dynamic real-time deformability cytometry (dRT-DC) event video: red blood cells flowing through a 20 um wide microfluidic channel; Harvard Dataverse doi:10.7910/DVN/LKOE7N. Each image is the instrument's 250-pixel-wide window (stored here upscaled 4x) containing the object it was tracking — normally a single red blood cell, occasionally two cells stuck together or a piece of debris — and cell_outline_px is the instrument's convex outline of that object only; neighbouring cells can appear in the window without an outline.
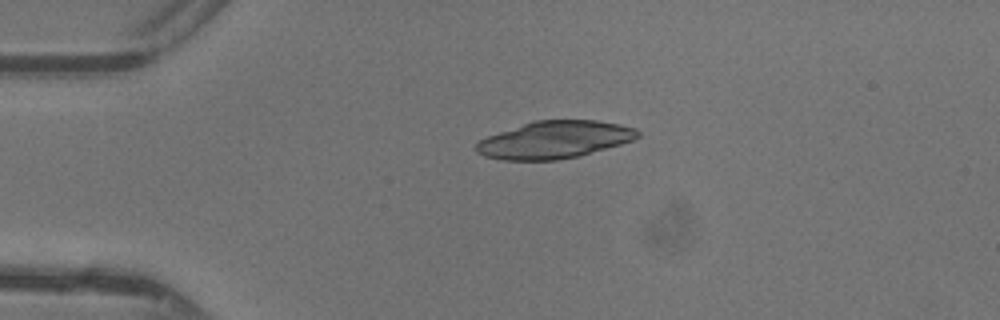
{"species": "common noctule bat (a hibernating species)", "species_latin": "Nyctalus noctula", "temperature_condition": "warm", "stored_images_in_passage": 37, "camera_frame_rate_fps": 3000, "um_per_image_px": 0.085, "animal": {"sex": "female"}, "frame": {"image": 1, "passage_image": 1, "time_ms": 0.0, "image_size_px": [1000, 320], "cell_outline_px": [[640, 136], [632, 140], [620, 144], [580, 156], [556, 160], [500, 160], [484, 156], [476, 152], [476, 144], [480, 140], [488, 136], [536, 120], [596, 120], [620, 124], [636, 128], [640, 132]], "centroid_in_image_um": [47.15, 11.88], "position_along_channel_um": 37.8, "area_um2": 34.97}}